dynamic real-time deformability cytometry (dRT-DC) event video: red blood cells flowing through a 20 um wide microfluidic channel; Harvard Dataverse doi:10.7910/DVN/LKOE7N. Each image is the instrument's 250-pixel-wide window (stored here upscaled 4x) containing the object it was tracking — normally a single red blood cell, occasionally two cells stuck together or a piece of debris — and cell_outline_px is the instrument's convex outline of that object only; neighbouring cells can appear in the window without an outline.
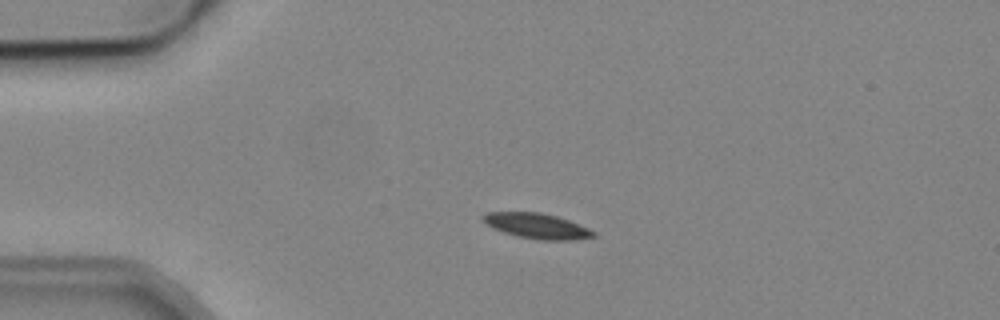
{"species": "common noctule bat (a hibernating species)", "species_latin": "Nyctalus noctula", "temperature_condition": "cold", "stored_images_in_passage": 4, "camera_frame_rate_fps": 3000, "um_per_image_px": 0.085, "animal": {"sex": "male", "body_mass_g": 19.2, "forearm_length_mm": 51.8}, "frame": {"image": 1, "passage_image": 2, "time_ms": 1.0, "image_size_px": [1000, 320], "cell_outline_px": [[596, 236], [572, 240], [540, 240], [520, 236], [504, 232], [492, 228], [484, 224], [480, 220], [480, 216], [484, 212], [540, 212], [556, 216], [568, 220], [588, 228], [596, 232]], "centroid_in_image_um": [45.57, 19.19], "position_along_channel_um": 39.4, "area_um2": 16.36}}